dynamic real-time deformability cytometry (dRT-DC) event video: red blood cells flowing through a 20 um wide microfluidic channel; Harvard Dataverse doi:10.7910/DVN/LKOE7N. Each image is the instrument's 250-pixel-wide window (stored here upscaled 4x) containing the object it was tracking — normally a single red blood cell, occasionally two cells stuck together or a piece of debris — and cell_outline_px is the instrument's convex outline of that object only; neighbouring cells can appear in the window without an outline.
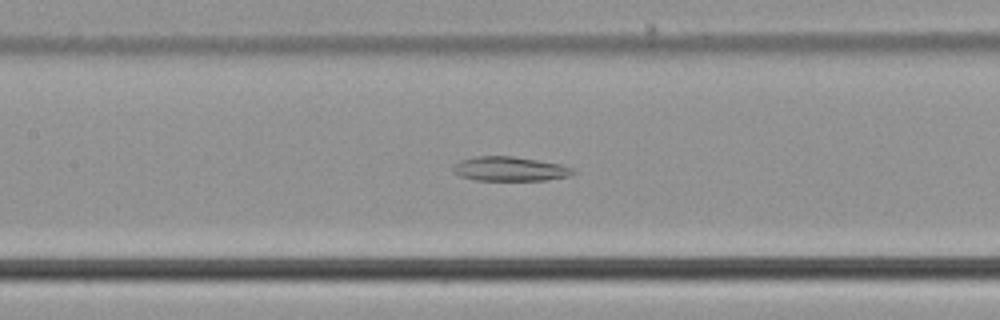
{"species": "common noctule bat (a hibernating species)", "species_latin": "Nyctalus noctula", "temperature_condition": "cold", "stored_images_in_passage": 50, "camera_frame_rate_fps": 3000, "um_per_image_px": 0.085, "animal": {"sex": "male", "body_mass_g": 21.5, "forearm_length_mm": 52.0}, "frame": {"image": 1, "passage_image": 21, "time_ms": 6.667, "image_size_px": [1000, 320], "cell_outline_px": [[576, 172], [572, 176], [544, 180], [476, 180], [460, 176], [452, 172], [452, 168], [460, 160], [476, 156], [512, 156], [560, 164], [572, 168]], "centroid_in_image_um": [43.33, 14.36], "position_along_channel_um": 164.1, "area_um2": 16.99}}
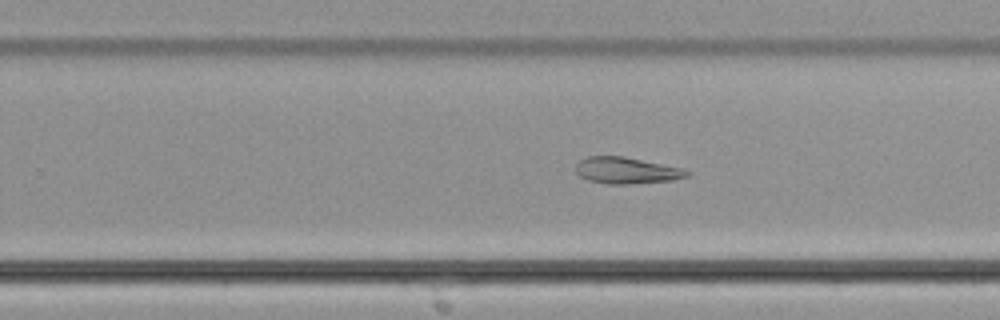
{"frame": {"image": 2, "passage_image": 30, "time_ms": 9.667, "image_size_px": [1000, 320], "cell_outline_px": [[692, 172], [688, 176], [672, 180], [632, 184], [608, 184], [588, 180], [580, 176], [576, 172], [576, 164], [580, 160], [588, 156], [624, 156], [680, 168]], "centroid_in_image_um": [53.23, 14.49], "position_along_channel_um": 276.6, "area_um2": 17.05}}
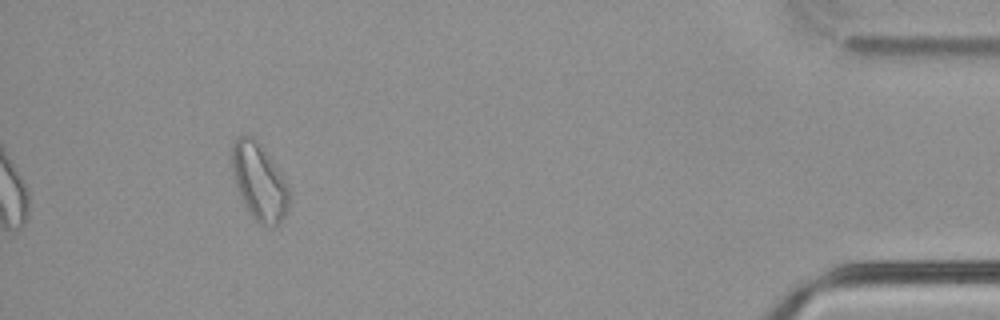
{"frame": {"image": 3, "passage_image": 46, "time_ms": 15.0, "image_size_px": [1000, 320], "cell_outline_px": [[288, 208], [284, 216], [276, 228], [264, 228], [252, 216], [244, 204], [236, 188], [228, 164], [228, 152], [232, 144], [240, 136], [252, 136], [280, 172], [288, 188]], "centroid_in_image_um": [21.95, 15.48], "position_along_channel_um": 413.3, "area_um2": 25.89}, "authors_computed_cell_mechanics": {"area_um2": 21.6172, "velocity_mm_per_s": 3.759, "shape_relaxation_time_tau1_ms": null, "shape_relaxation_time_tau2_ms": 2.2064, "deformation_change_tau1": null, "deformation_change_tau2": 0.0978}}